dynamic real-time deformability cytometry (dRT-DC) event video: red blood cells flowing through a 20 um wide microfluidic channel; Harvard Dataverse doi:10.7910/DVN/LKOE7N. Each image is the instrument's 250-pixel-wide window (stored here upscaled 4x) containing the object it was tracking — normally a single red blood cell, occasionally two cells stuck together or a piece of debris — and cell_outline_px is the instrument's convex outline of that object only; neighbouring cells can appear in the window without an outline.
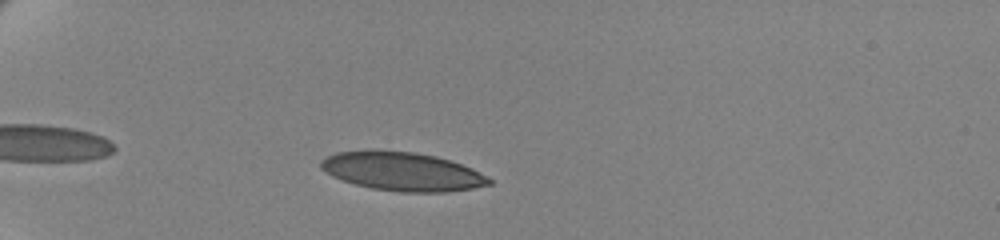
{"species": "human", "species_latin": "Homo sapiens", "temperature_condition": "cold", "stored_images_in_passage": 49, "camera_frame_rate_fps": 3000, "um_per_image_px": 0.085, "donor": {"sex": "female"}, "frame": {"image": 1, "passage_image": 8, "time_ms": 2.333, "image_size_px": [1000, 240], "cell_outline_px": [[492, 184], [472, 188], [444, 192], [400, 192], [372, 188], [356, 184], [332, 176], [320, 168], [320, 160], [336, 152], [416, 152], [436, 156], [472, 168], [492, 180]], "centroid_in_image_um": [34.22, 14.6], "position_along_channel_um": 50.8, "area_um2": 36.99}}
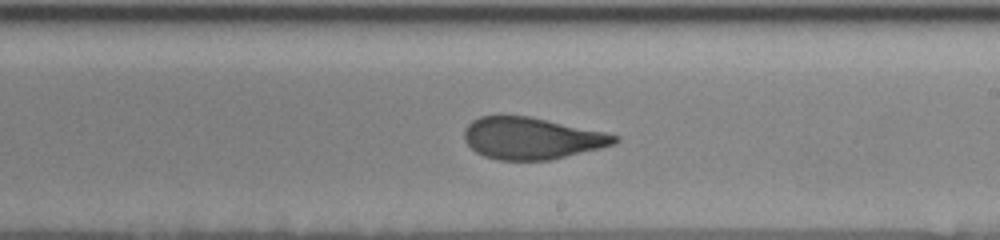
{"frame": {"image": 2, "passage_image": 28, "time_ms": 9.0, "image_size_px": [1000, 240], "cell_outline_px": [[620, 140], [616, 144], [552, 160], [496, 160], [484, 156], [476, 152], [464, 140], [464, 128], [472, 120], [480, 116], [528, 116], [604, 132], [620, 136]], "centroid_in_image_um": [45.19, 11.76], "position_along_channel_um": 243.8, "area_um2": 36.59}}
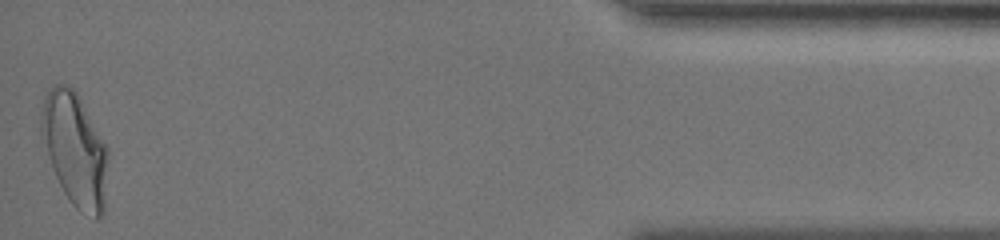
{"frame": {"image": 3, "passage_image": 49, "time_ms": 16.0, "image_size_px": [1000, 240], "cell_outline_px": [[108, 156], [104, 212], [96, 220], [80, 212], [68, 200], [56, 176], [40, 132], [40, 116], [44, 100], [48, 92], [56, 84], [64, 84], [72, 88], [76, 92], [108, 148]], "centroid_in_image_um": [6.39, 12.75], "position_along_channel_um": 428.8, "area_um2": 43.58}, "authors_computed_cell_mechanics": {"area_um2": 37.9168, "velocity_mm_per_s": 3.4718, "shape_relaxation_time_tau1_ms": 7.3117, "shape_relaxation_time_tau2_ms": 1.2329, "deformation_change_tau1": 0.1935, "deformation_change_tau2": 0.0747}}